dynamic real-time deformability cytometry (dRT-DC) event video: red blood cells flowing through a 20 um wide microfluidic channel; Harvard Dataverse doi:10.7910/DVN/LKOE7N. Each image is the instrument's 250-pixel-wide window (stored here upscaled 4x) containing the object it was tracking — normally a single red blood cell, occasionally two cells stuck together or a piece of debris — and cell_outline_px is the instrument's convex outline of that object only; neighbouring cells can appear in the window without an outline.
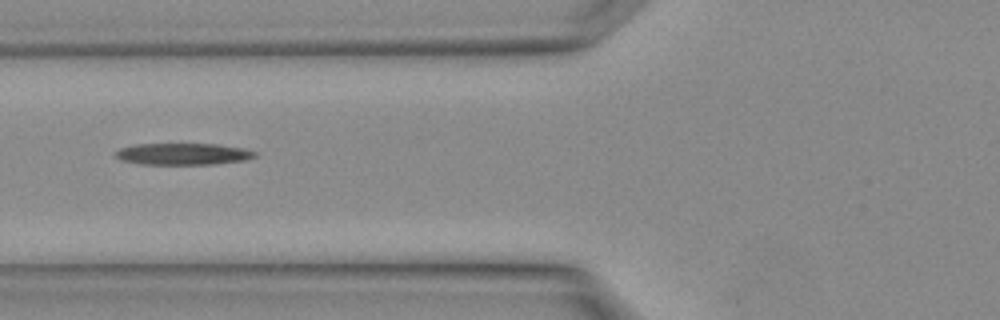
{"species": "Egyptian fruit bat (a non-hibernating species)", "species_latin": "Rousettus aegyptiacus", "temperature_condition": "warm", "stored_images_in_passage": 3, "segment_of_instrument_passage": [2, 2], "camera_frame_rate_fps": 3000, "um_per_image_px": 0.085, "animal": {"sex": "female"}, "frame": {"image": 1, "passage_image": 3, "time_ms": 0.667, "image_size_px": [1000, 320], "cell_outline_px": [[256, 156], [248, 160], [216, 164], [140, 164], [120, 160], [112, 156], [120, 148], [136, 144], [216, 144], [244, 148], [256, 152]], "centroid_in_image_um": [15.55, 13.09], "position_along_channel_um": 110.2, "area_um2": 17.74}}